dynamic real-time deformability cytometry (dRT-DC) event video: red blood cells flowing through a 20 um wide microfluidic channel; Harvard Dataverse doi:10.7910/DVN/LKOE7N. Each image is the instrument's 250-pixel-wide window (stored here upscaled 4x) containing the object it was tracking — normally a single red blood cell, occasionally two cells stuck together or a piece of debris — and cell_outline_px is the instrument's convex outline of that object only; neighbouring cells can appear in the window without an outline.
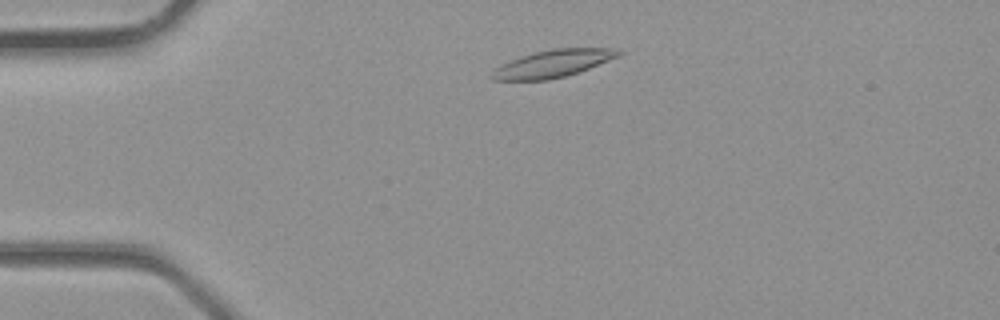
{"species": "common noctule bat (a hibernating species)", "species_latin": "Nyctalus noctula", "temperature_condition": "room temperature", "stored_images_in_passage": 1, "camera_frame_rate_fps": 3000, "um_per_image_px": 0.085, "animal": {"sex": "male", "body_mass_g": 23.1, "forearm_length_mm": 52.7}, "frame": {"image": 1, "passage_image": 1, "time_ms": 0.0, "image_size_px": [1000, 320], "cell_outline_px": [[624, 52], [620, 56], [588, 68], [564, 76], [548, 80], [492, 80], [488, 76], [496, 68], [520, 56], [552, 48], [616, 48]], "centroid_in_image_um": [47.01, 5.4], "position_along_channel_um": 38.0, "area_um2": 20.0}}